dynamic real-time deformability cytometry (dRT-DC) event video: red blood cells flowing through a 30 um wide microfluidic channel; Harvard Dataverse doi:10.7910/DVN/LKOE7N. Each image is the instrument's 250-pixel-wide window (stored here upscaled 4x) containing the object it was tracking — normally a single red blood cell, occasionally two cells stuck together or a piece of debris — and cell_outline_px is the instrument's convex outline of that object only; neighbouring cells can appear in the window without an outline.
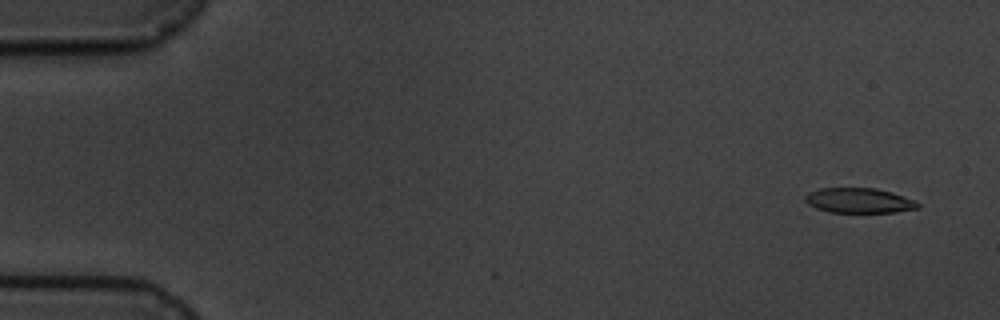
{"species": "common noctule bat (a hibernating species)", "species_latin": "Nyctalus noctula", "temperature_condition": "cold", "stored_images_in_passage": 5, "camera_frame_rate_fps": 3000, "um_per_image_px": 0.085, "animal": {"sex": "male", "body_mass_g": 19.5, "forearm_length_mm": 54.6}, "frame": {"image": 1, "passage_image": 1, "time_ms": 0.0, "image_size_px": [1000, 320], "cell_outline_px": [[920, 208], [896, 212], [828, 212], [816, 208], [808, 204], [804, 200], [804, 196], [808, 192], [820, 188], [876, 188], [892, 192], [916, 200], [920, 204]], "centroid_in_image_um": [73.03, 17.04], "position_along_channel_um": 12.0, "area_um2": 16.59}}
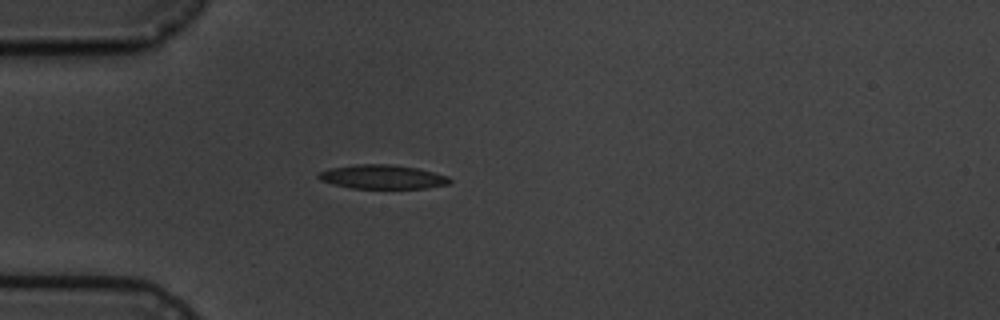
{"frame": {"image": 2, "passage_image": 5, "time_ms": 4.333, "image_size_px": [1000, 320], "cell_outline_px": [[452, 180], [448, 184], [424, 188], [352, 188], [332, 184], [320, 180], [316, 176], [320, 172], [332, 168], [356, 164], [392, 164], [416, 168], [448, 176]], "centroid_in_image_um": [32.49, 15.03], "position_along_channel_um": 52.5, "area_um2": 18.21}}